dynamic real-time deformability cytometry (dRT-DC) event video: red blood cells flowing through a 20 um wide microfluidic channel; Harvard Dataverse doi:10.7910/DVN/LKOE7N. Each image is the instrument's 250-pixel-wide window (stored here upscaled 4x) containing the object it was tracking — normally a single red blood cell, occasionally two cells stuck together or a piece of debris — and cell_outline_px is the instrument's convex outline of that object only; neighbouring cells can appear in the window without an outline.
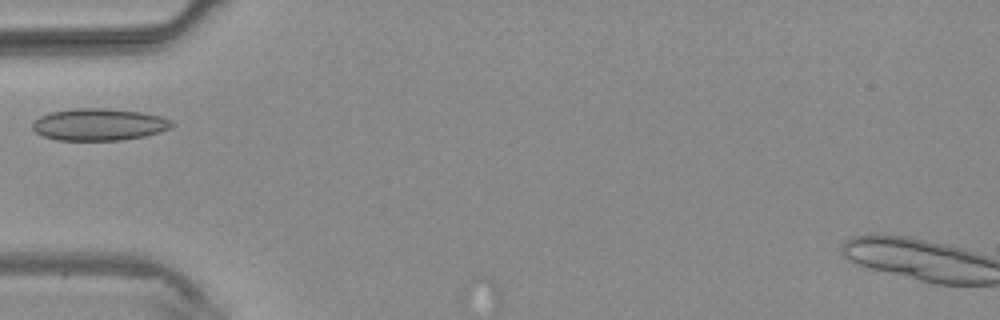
{"species": "common noctule bat (a hibernating species)", "species_latin": "Nyctalus noctula", "temperature_condition": "warm", "stored_images_in_passage": 1, "camera_frame_rate_fps": 3000, "um_per_image_px": 0.085, "animal": {"sex": "male", "body_mass_g": 20.4}, "frame": {"image": 1, "passage_image": 1, "time_ms": 0.0, "image_size_px": [1000, 320], "cell_outline_px": [[176, 124], [160, 132], [144, 136], [124, 140], [56, 140], [44, 136], [36, 132], [32, 128], [32, 124], [40, 116], [48, 112], [76, 108], [104, 108], [140, 112], [160, 116], [172, 120]], "centroid_in_image_um": [8.42, 10.58], "position_along_channel_um": 76.6, "area_um2": 26.01}}